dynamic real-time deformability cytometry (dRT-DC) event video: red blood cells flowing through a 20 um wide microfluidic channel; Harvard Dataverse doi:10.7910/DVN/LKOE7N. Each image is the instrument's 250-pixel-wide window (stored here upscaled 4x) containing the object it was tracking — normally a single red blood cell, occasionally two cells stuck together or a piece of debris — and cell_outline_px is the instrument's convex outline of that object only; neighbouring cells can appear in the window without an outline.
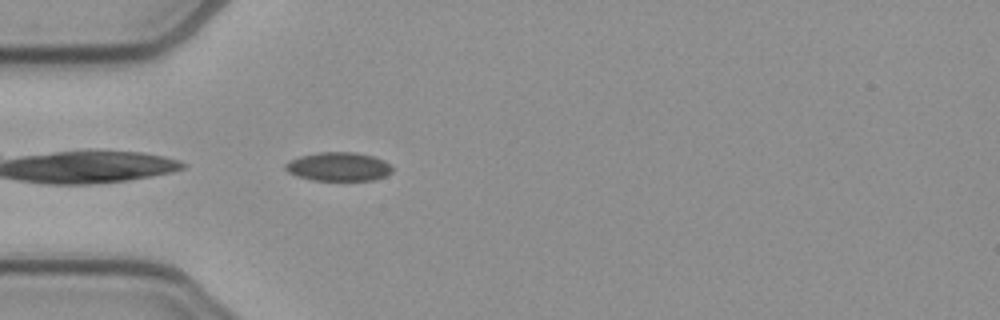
{"species": "common noctule bat (a hibernating species)", "species_latin": "Nyctalus noctula", "temperature_condition": "cold", "stored_images_in_passage": 38, "camera_frame_rate_fps": 3000, "um_per_image_px": 0.085, "animal": {"sex": "female", "body_mass_g": 21.9}, "frame": {"image": 1, "passage_image": 1, "time_ms": 0.0, "image_size_px": [1000, 320], "cell_outline_px": [[392, 172], [384, 176], [372, 180], [312, 180], [296, 176], [288, 172], [284, 168], [284, 164], [300, 156], [320, 152], [356, 152], [372, 156], [384, 160], [392, 168]], "centroid_in_image_um": [28.75, 14.16], "position_along_channel_um": 56.2, "area_um2": 17.8}}
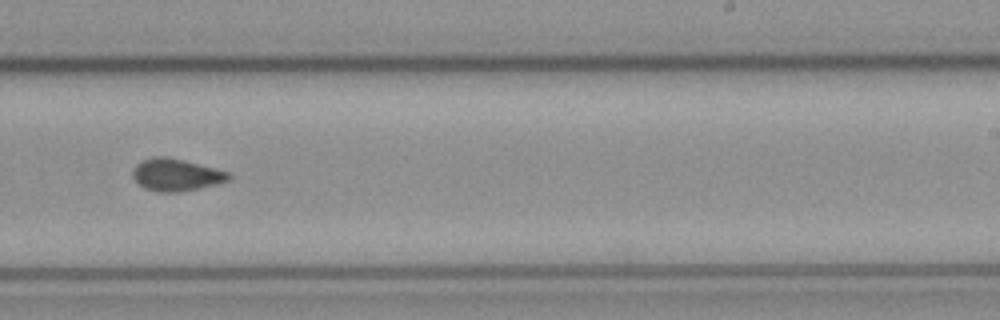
{"frame": {"image": 2, "passage_image": 18, "time_ms": 5.667, "image_size_px": [1000, 320], "cell_outline_px": [[232, 180], [220, 184], [180, 192], [156, 192], [144, 188], [132, 176], [132, 172], [136, 164], [144, 160], [156, 156], [164, 156], [228, 172], [232, 176]], "centroid_in_image_um": [14.99, 14.89], "position_along_channel_um": 274.0, "area_um2": 17.86}}
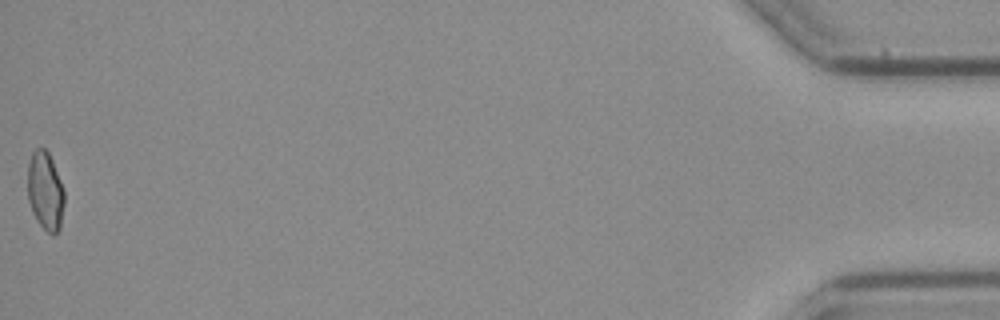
{"frame": {"image": 3, "passage_image": 38, "time_ms": 12.333, "image_size_px": [1000, 320], "cell_outline_px": [[64, 204], [60, 228], [52, 236], [36, 220], [32, 212], [28, 200], [28, 164], [32, 152], [36, 148], [44, 148], [48, 152], [52, 160], [60, 180], [64, 192]], "centroid_in_image_um": [3.84, 16.24], "position_along_channel_um": 431.4, "area_um2": 16.7}, "authors_computed_cell_mechanics": {"area_um2": 17.5423, "velocity_mm_per_s": 3.9235, "shape_relaxation_time_tau1_ms": null, "shape_relaxation_time_tau2_ms": 2.3101, "deformation_change_tau1": null, "deformation_change_tau2": 0.0711}}